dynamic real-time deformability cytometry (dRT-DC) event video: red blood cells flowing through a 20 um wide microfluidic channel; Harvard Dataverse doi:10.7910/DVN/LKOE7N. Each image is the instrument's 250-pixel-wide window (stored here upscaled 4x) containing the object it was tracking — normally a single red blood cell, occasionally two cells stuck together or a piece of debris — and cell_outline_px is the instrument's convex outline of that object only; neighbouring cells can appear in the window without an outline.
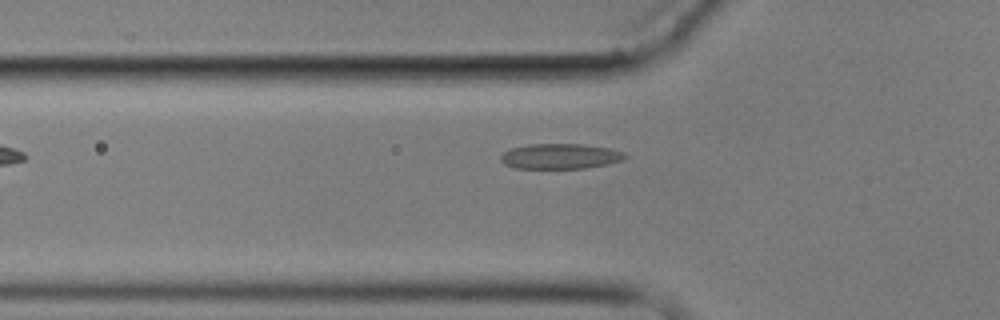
{"species": "common noctule bat (a hibernating species)", "species_latin": "Nyctalus noctula", "temperature_condition": "cold", "stored_images_in_passage": 6, "camera_frame_rate_fps": 3000, "um_per_image_px": 0.085, "animal": {"sex": "male", "body_mass_g": 17.9}, "frame": {"image": 1, "passage_image": 6, "time_ms": 6.667, "image_size_px": [1000, 320], "cell_outline_px": [[628, 156], [620, 160], [608, 164], [584, 168], [516, 168], [504, 164], [500, 160], [500, 156], [504, 152], [512, 148], [528, 144], [584, 144], [612, 148], [624, 152]], "centroid_in_image_um": [47.63, 13.27], "position_along_channel_um": 78.2, "area_um2": 18.32}}